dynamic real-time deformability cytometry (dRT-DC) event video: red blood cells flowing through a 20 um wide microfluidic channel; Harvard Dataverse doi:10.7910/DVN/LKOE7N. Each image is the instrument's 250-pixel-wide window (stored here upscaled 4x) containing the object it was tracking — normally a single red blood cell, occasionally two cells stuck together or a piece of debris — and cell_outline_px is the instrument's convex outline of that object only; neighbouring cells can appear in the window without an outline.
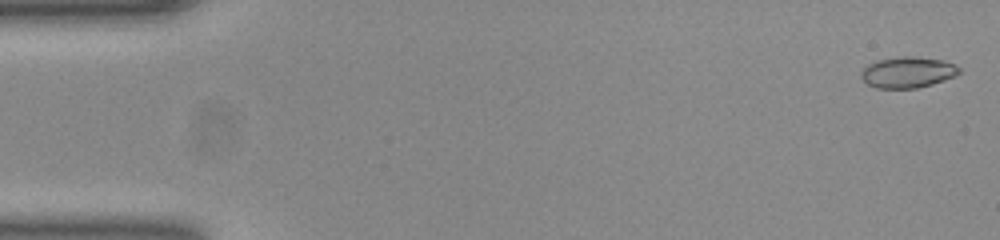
{"species": "common noctule bat (a hibernating species)", "species_latin": "Nyctalus noctula", "temperature_condition": "room temperature", "stored_images_in_passage": 24, "camera_frame_rate_fps": 3000, "um_per_image_px": 0.085, "animal": {"sex": "female", "body_mass_g": 23.0, "forearm_length_mm": 53.4}, "frame": {"image": 1, "passage_image": 2, "time_ms": 0.333, "image_size_px": [1000, 240], "cell_outline_px": [[960, 72], [956, 76], [932, 84], [916, 88], [876, 88], [868, 84], [860, 76], [860, 72], [868, 64], [876, 60], [900, 56], [912, 56], [940, 60], [952, 64], [960, 68]], "centroid_in_image_um": [77.12, 6.14], "position_along_channel_um": 7.9, "area_um2": 17.63}}
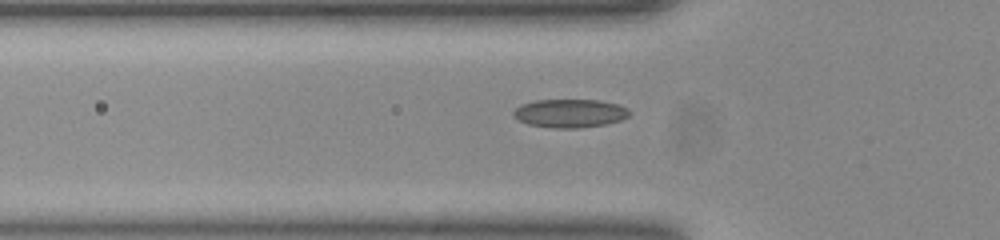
{"frame": {"image": 2, "passage_image": 18, "time_ms": 5.667, "image_size_px": [1000, 240], "cell_outline_px": [[628, 116], [620, 120], [604, 124], [576, 128], [552, 128], [528, 124], [520, 120], [512, 112], [520, 104], [536, 100], [600, 100], [620, 104], [628, 108]], "centroid_in_image_um": [48.44, 9.62], "position_along_channel_um": 77.4, "area_um2": 19.07}}
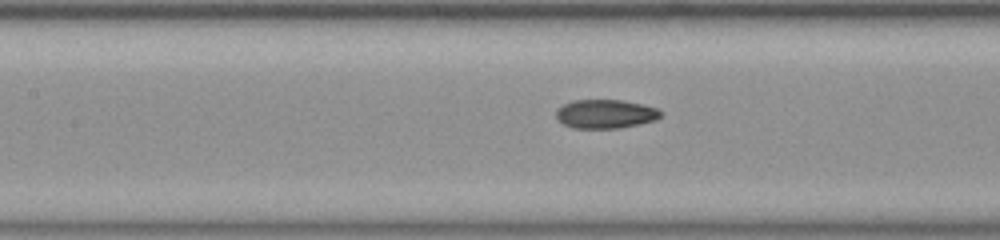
{"frame": {"image": 3, "passage_image": 24, "time_ms": 7.667, "image_size_px": [1000, 240], "cell_outline_px": [[664, 112], [656, 120], [640, 124], [620, 128], [572, 128], [564, 124], [556, 116], [556, 108], [572, 100], [624, 100], [644, 104], [656, 108]], "centroid_in_image_um": [51.49, 9.68], "position_along_channel_um": 155.9, "area_um2": 17.74}}